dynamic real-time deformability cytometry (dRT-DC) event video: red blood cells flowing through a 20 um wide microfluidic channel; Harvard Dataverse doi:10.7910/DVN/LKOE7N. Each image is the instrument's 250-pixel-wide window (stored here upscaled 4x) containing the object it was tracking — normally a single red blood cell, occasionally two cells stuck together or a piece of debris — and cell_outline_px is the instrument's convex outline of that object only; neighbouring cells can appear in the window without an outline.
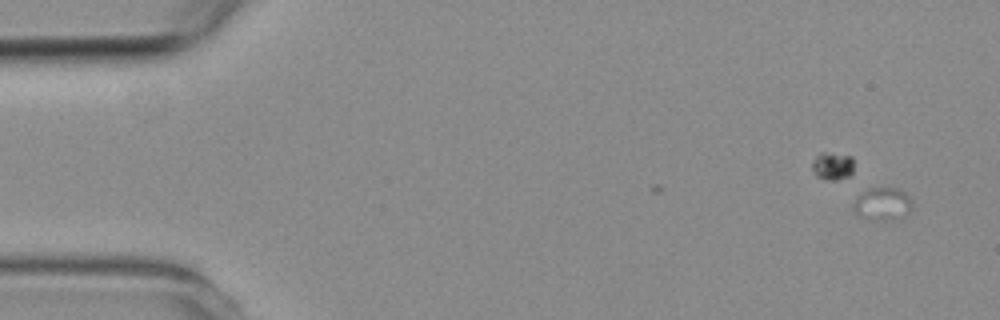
{"species": "common noctule bat (a hibernating species)", "species_latin": "Nyctalus noctula", "temperature_condition": "room temperature", "stored_images_in_passage": 5, "camera_frame_rate_fps": 3000, "um_per_image_px": 0.085, "animal": {"sex": "female", "body_mass_g": 19.3, "forearm_length_mm": 54.1}, "frame": {"image": 1, "passage_image": 1, "time_ms": 0.0, "image_size_px": [1000, 320], "cell_outline_px": [[912, 208], [904, 216], [892, 220], [864, 216], [856, 212], [852, 204], [864, 192], [872, 188], [896, 188], [904, 192], [908, 196], [912, 204]], "centroid_in_image_um": [75.08, 17.31], "position_along_channel_um": 9.9, "area_um2": 10.52}}